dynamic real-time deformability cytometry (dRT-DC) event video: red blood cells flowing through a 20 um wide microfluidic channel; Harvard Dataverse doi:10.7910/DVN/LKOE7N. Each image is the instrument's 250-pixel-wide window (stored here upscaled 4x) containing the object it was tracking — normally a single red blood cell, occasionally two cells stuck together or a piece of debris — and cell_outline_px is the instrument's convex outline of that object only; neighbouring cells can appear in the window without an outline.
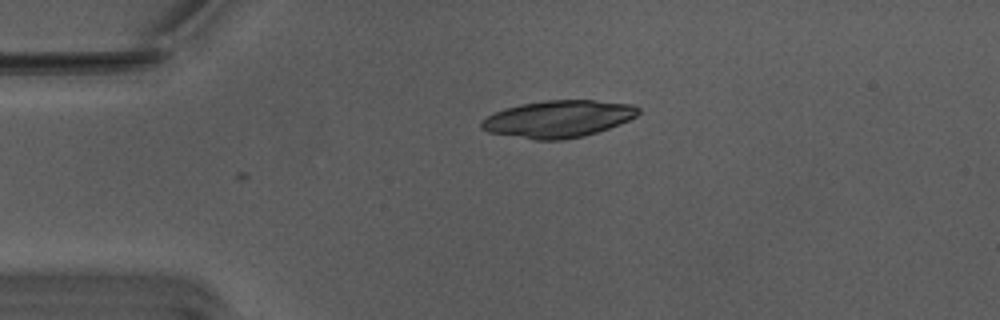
{"species": "Egyptian fruit bat (a non-hibernating species)", "species_latin": "Rousettus aegyptiacus", "temperature_condition": "warm", "stored_images_in_passage": 3, "camera_frame_rate_fps": 3000, "um_per_image_px": 0.085, "animal": {"sex": "male"}, "frame": {"image": 1, "passage_image": 3, "time_ms": 0.667, "image_size_px": [1000, 320], "cell_outline_px": [[640, 112], [636, 116], [620, 124], [584, 136], [564, 140], [532, 140], [488, 132], [480, 128], [480, 120], [504, 108], [520, 104], [544, 100], [592, 100], [632, 104], [640, 108]], "centroid_in_image_um": [47.43, 10.11], "position_along_channel_um": 37.6, "area_um2": 34.04}}